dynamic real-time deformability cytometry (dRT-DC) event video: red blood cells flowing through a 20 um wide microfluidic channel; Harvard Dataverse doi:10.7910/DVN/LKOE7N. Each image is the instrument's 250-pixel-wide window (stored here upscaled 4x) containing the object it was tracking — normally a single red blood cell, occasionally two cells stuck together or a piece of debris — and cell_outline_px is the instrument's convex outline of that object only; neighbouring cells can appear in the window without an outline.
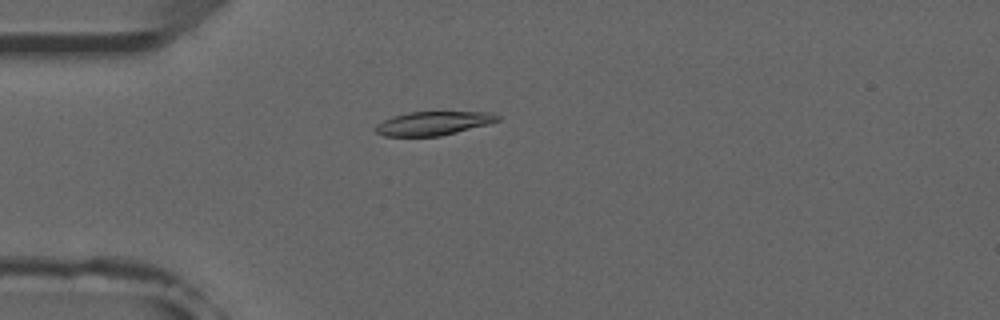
{"species": "common noctule bat (a hibernating species)", "species_latin": "Nyctalus noctula", "temperature_condition": "room temperature", "stored_images_in_passage": 42, "camera_frame_rate_fps": 3000, "um_per_image_px": 0.085, "animal": {"sex": "male", "forearm_length_mm": 52.5}, "frame": {"image": 1, "passage_image": 14, "time_ms": 4.333, "image_size_px": [1000, 320], "cell_outline_px": [[500, 120], [488, 124], [440, 136], [384, 136], [376, 132], [376, 124], [392, 116], [408, 112], [492, 112], [500, 116]], "centroid_in_image_um": [36.83, 10.47], "position_along_channel_um": 48.2, "area_um2": 16.82}}
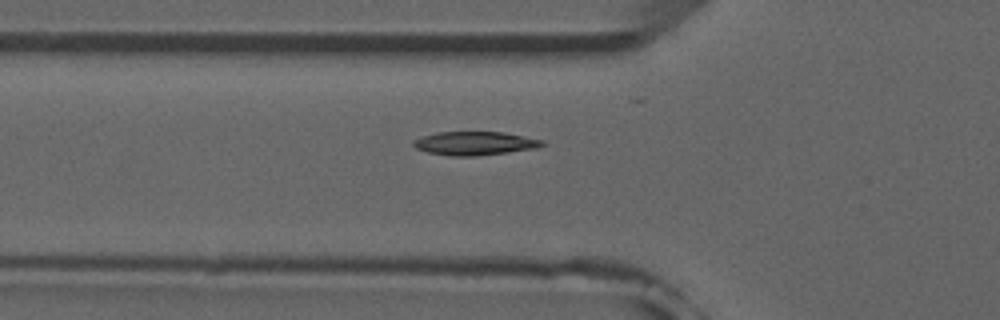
{"frame": {"image": 2, "passage_image": 18, "time_ms": 5.667, "image_size_px": [1000, 320], "cell_outline_px": [[544, 144], [536, 148], [508, 152], [476, 156], [448, 156], [428, 152], [416, 148], [412, 144], [412, 140], [424, 136], [440, 132], [504, 132], [544, 140]], "centroid_in_image_um": [40.35, 12.18], "position_along_channel_um": 85.4, "area_um2": 17.63}}
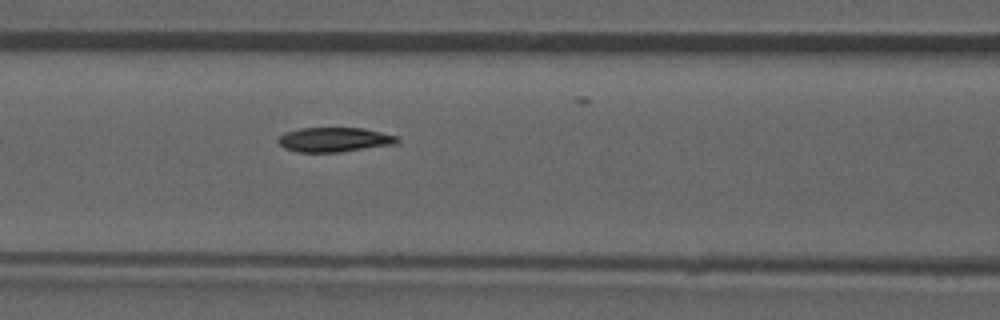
{"frame": {"image": 3, "passage_image": 22, "time_ms": 7.0, "image_size_px": [1000, 320], "cell_outline_px": [[400, 140], [392, 144], [340, 152], [296, 152], [284, 148], [276, 140], [284, 132], [300, 128], [364, 128], [396, 136]], "centroid_in_image_um": [28.35, 11.87], "position_along_channel_um": 138.3, "area_um2": 16.88}}